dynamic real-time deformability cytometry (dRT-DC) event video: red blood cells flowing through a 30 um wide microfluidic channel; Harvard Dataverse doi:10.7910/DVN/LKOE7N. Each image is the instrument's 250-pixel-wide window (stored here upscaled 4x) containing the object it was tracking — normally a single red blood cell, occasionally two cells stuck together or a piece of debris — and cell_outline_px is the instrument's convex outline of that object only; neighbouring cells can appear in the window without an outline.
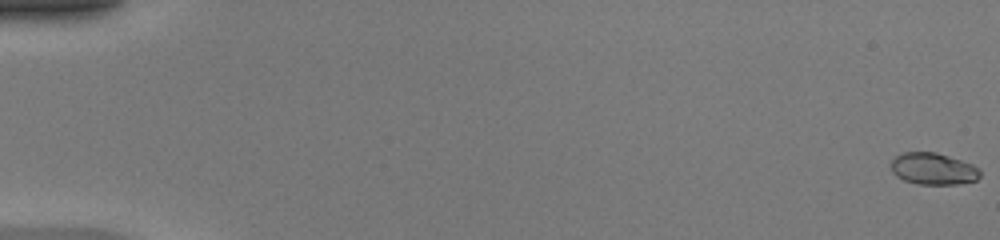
{"species": "common noctule bat (a hibernating species)", "species_latin": "Nyctalus noctula", "temperature_condition": "warm", "stored_images_in_passage": 51, "camera_frame_rate_fps": 3000, "um_per_image_px": 0.085, "animal": {"sex": "female", "body_mass_g": 20.0, "forearm_length_mm": 54.0}, "frame": {"image": 1, "passage_image": 1, "time_ms": 0.0, "image_size_px": [1000, 240], "cell_outline_px": [[980, 176], [976, 180], [956, 184], [916, 184], [904, 180], [896, 176], [892, 172], [892, 160], [896, 156], [904, 152], [936, 152], [972, 164], [980, 168]], "centroid_in_image_um": [79.32, 14.35], "position_along_channel_um": 5.7, "area_um2": 16.42}}
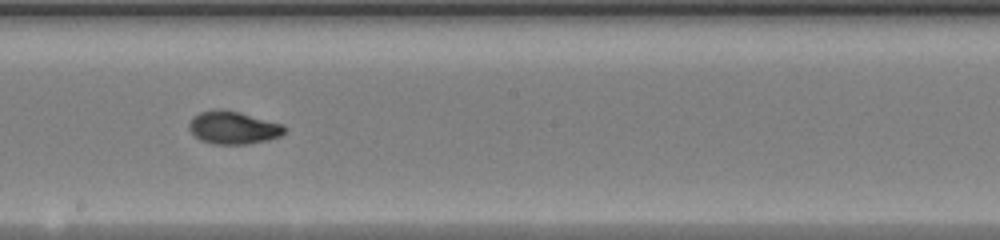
{"frame": {"image": 2, "passage_image": 30, "time_ms": 9.667, "image_size_px": [1000, 240], "cell_outline_px": [[288, 128], [280, 136], [268, 140], [248, 144], [212, 144], [200, 140], [188, 128], [188, 124], [192, 116], [200, 112], [220, 108], [240, 112], [284, 124]], "centroid_in_image_um": [19.83, 10.84], "position_along_channel_um": 228.4, "area_um2": 18.5}}
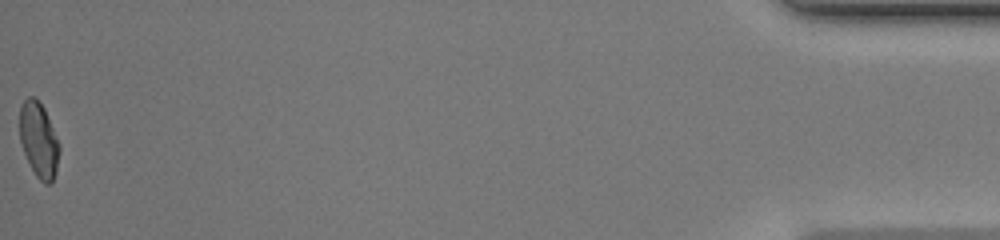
{"frame": {"image": 3, "passage_image": 51, "time_ms": 16.667, "image_size_px": [1000, 240], "cell_outline_px": [[60, 152], [56, 172], [52, 180], [48, 184], [44, 184], [36, 176], [24, 152], [20, 140], [20, 108], [24, 100], [28, 96], [32, 96], [44, 108], [60, 144]], "centroid_in_image_um": [3.31, 11.9], "position_along_channel_um": 431.9, "area_um2": 17.17}, "authors_computed_cell_mechanics": {"area_um2": 17.3978, "velocity_mm_per_s": 4.2391, "shape_relaxation_time_tau1_ms": 7.5673, "shape_relaxation_time_tau2_ms": 0.7688, "deformation_change_tau1": 0.2791, "deformation_change_tau2": 0.0458}}